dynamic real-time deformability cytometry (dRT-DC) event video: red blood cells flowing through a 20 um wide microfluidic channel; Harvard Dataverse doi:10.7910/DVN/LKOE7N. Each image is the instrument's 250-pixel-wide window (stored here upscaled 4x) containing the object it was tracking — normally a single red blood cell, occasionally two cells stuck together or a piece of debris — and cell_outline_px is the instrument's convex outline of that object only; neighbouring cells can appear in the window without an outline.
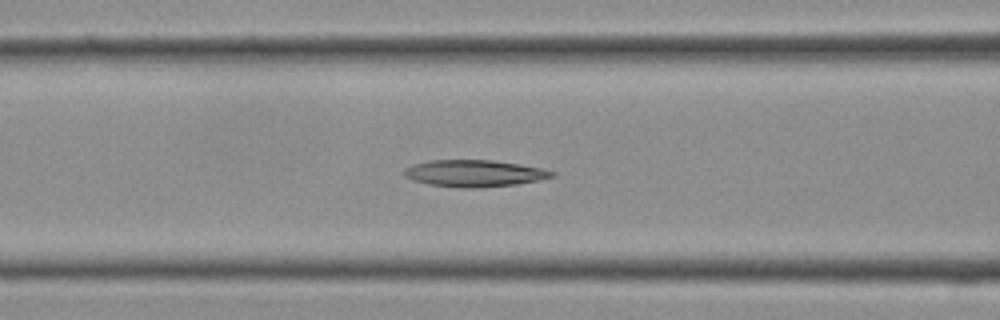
{"species": "Egyptian fruit bat (a non-hibernating species)", "species_latin": "Rousettus aegyptiacus", "temperature_condition": "cold", "stored_images_in_passage": 14, "camera_frame_rate_fps": 3000, "um_per_image_px": 0.085, "frame": {"image": 1, "passage_image": 10, "time_ms": 3.0, "image_size_px": [1000, 320], "cell_outline_px": [[556, 176], [540, 180], [516, 184], [476, 188], [460, 188], [428, 184], [412, 180], [404, 176], [404, 168], [412, 164], [428, 160], [492, 160], [520, 164], [544, 168], [556, 172]], "centroid_in_image_um": [40.33, 14.73], "position_along_channel_um": 126.3, "area_um2": 23.35}}
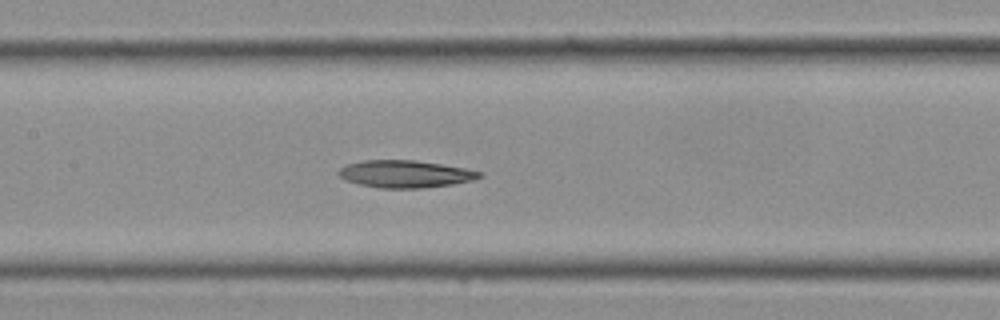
{"frame": {"image": 2, "passage_image": 12, "time_ms": 3.667, "image_size_px": [1000, 320], "cell_outline_px": [[484, 176], [476, 180], [452, 184], [420, 188], [380, 188], [360, 184], [344, 180], [336, 172], [344, 164], [364, 160], [412, 160], [440, 164], [464, 168], [484, 172]], "centroid_in_image_um": [34.44, 14.78], "position_along_channel_um": 173.0, "area_um2": 22.54}}
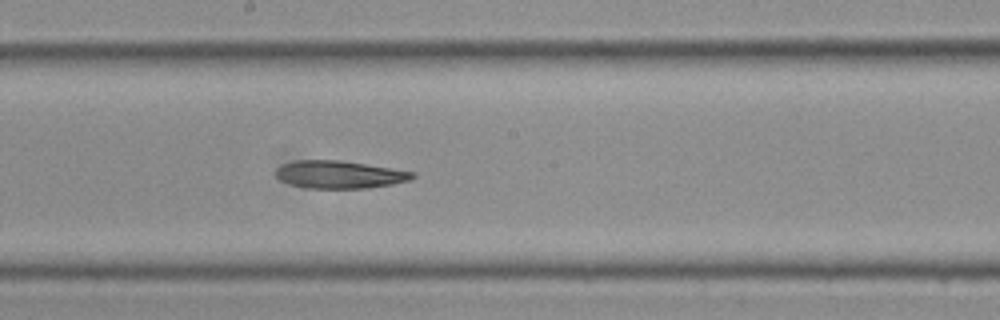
{"frame": {"image": 3, "passage_image": 14, "time_ms": 4.333, "image_size_px": [1000, 320], "cell_outline_px": [[416, 176], [412, 180], [392, 184], [368, 188], [312, 188], [288, 184], [280, 180], [276, 176], [276, 168], [284, 164], [296, 160], [344, 160], [416, 172]], "centroid_in_image_um": [28.9, 14.83], "position_along_channel_um": 219.3, "area_um2": 22.2}}